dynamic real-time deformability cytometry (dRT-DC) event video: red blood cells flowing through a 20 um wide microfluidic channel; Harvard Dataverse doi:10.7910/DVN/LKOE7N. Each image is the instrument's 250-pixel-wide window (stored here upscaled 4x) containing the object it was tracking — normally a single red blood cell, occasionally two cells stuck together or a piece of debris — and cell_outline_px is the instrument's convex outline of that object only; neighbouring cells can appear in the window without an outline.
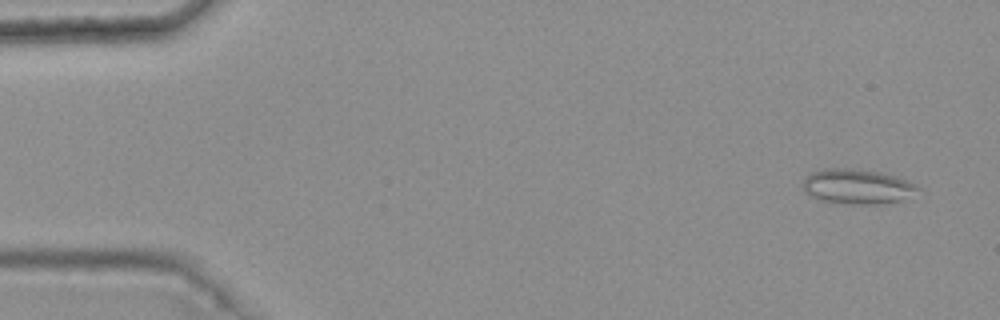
{"species": "common noctule bat (a hibernating species)", "species_latin": "Nyctalus noctula", "temperature_condition": "warm", "stored_images_in_passage": 6, "camera_frame_rate_fps": 3000, "um_per_image_px": 0.085, "animal": {"sex": "female", "body_mass_g": 25.1}, "frame": {"image": 1, "passage_image": 6, "time_ms": 1.667, "image_size_px": [1000, 320], "cell_outline_px": [[924, 188], [900, 200], [876, 204], [852, 204], [824, 200], [812, 196], [804, 188], [804, 180], [812, 172], [824, 168], [844, 168], [880, 172], [896, 176], [908, 180]], "centroid_in_image_um": [72.93, 15.84], "position_along_channel_um": 12.1, "area_um2": 22.95}}